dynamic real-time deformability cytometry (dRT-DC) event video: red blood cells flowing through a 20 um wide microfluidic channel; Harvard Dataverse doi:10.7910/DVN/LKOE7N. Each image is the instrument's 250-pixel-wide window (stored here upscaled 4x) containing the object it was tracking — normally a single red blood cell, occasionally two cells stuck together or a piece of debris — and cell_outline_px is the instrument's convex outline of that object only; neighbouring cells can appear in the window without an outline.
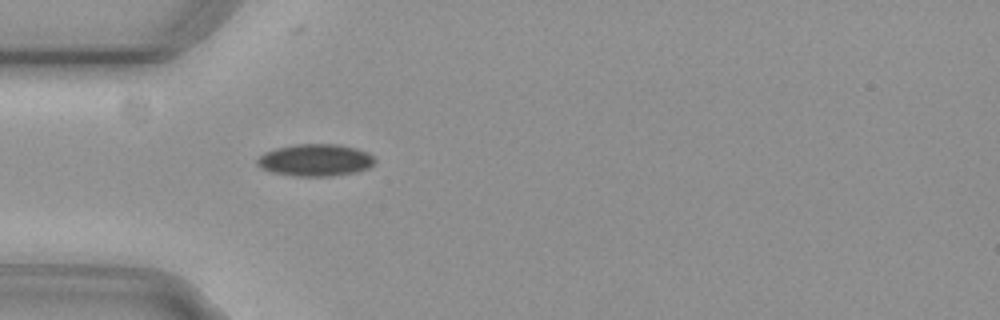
{"species": "common noctule bat (a hibernating species)", "species_latin": "Nyctalus noctula", "temperature_condition": "cold", "stored_images_in_passage": 31, "camera_frame_rate_fps": 3000, "um_per_image_px": 0.085, "animal": {"sex": "female", "body_mass_g": 29.2, "forearm_length_mm": 56.3}, "frame": {"image": 1, "passage_image": 4, "time_ms": 1.0, "image_size_px": [1000, 320], "cell_outline_px": [[376, 160], [368, 168], [356, 172], [332, 176], [296, 176], [272, 172], [260, 168], [256, 164], [256, 160], [264, 152], [276, 148], [292, 144], [340, 144], [356, 148], [368, 152]], "centroid_in_image_um": [26.79, 13.6], "position_along_channel_um": 58.2, "area_um2": 22.14}}
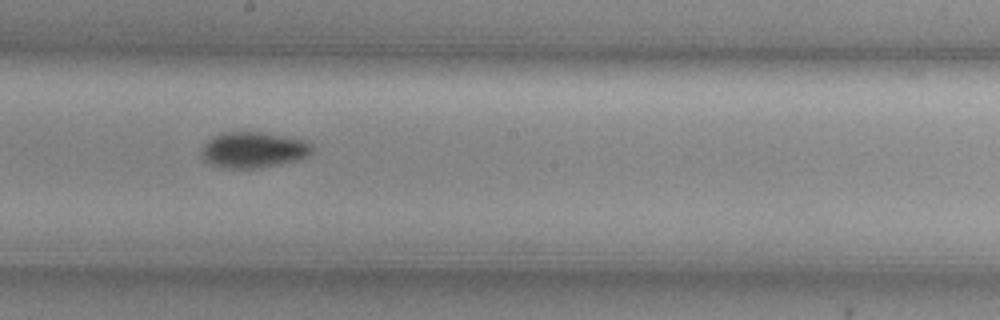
{"frame": {"image": 2, "passage_image": 18, "time_ms": 5.667, "image_size_px": [1000, 320], "cell_outline_px": [[312, 152], [308, 156], [296, 160], [280, 164], [256, 168], [228, 168], [212, 164], [204, 160], [204, 144], [212, 136], [224, 132], [260, 132], [284, 136], [304, 140], [312, 144]], "centroid_in_image_um": [21.57, 12.73], "position_along_channel_um": 226.6, "area_um2": 22.77}}
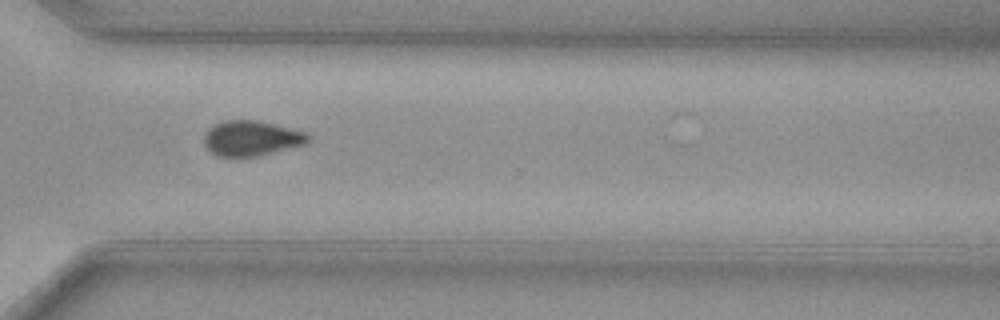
{"frame": {"image": 3, "passage_image": 28, "time_ms": 9.0, "image_size_px": [1000, 320], "cell_outline_px": [[308, 140], [304, 144], [256, 156], [216, 156], [204, 144], [204, 132], [208, 128], [224, 120], [256, 120], [308, 132]], "centroid_in_image_um": [21.33, 11.74], "position_along_channel_um": 349.3, "area_um2": 21.04}, "authors_computed_cell_mechanics": {"area_um2": 22.1374, "velocity_mm_per_s": 3.7089, "shape_relaxation_time_tau1_ms": 4.7107, "shape_relaxation_time_tau2_ms": null, "deformation_change_tau1": 0.0775, "deformation_change_tau2": null}}